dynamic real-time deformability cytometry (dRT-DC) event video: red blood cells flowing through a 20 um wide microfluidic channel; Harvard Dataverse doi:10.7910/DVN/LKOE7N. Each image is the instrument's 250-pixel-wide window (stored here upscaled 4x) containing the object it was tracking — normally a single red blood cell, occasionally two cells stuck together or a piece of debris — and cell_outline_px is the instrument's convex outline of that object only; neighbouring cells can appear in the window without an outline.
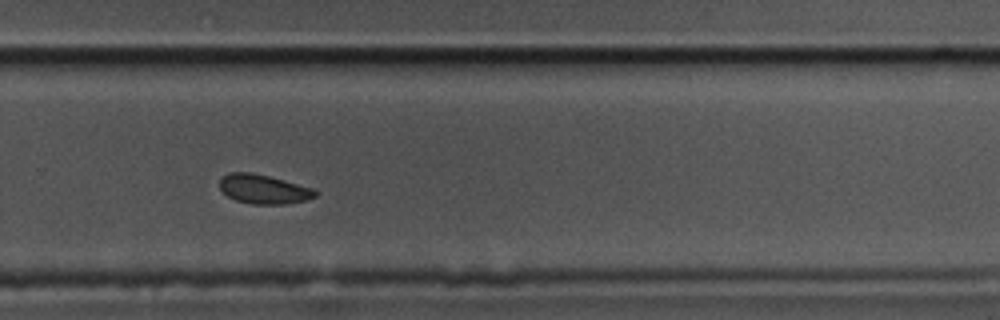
{"species": "common noctule bat (a hibernating species)", "species_latin": "Nyctalus noctula", "temperature_condition": "cold", "stored_images_in_passage": 14, "camera_frame_rate_fps": 3000, "um_per_image_px": 0.085, "animal": {"sex": "male", "body_mass_g": 17.5, "forearm_length_mm": 52.3}, "frame": {"image": 1, "passage_image": 10, "time_ms": 3.0, "image_size_px": [1000, 320], "cell_outline_px": [[320, 192], [316, 196], [304, 200], [284, 204], [252, 204], [236, 200], [228, 196], [220, 188], [220, 176], [228, 172], [252, 172], [316, 188]], "centroid_in_image_um": [22.42, 16.06], "position_along_channel_um": 307.4, "area_um2": 16.42}}
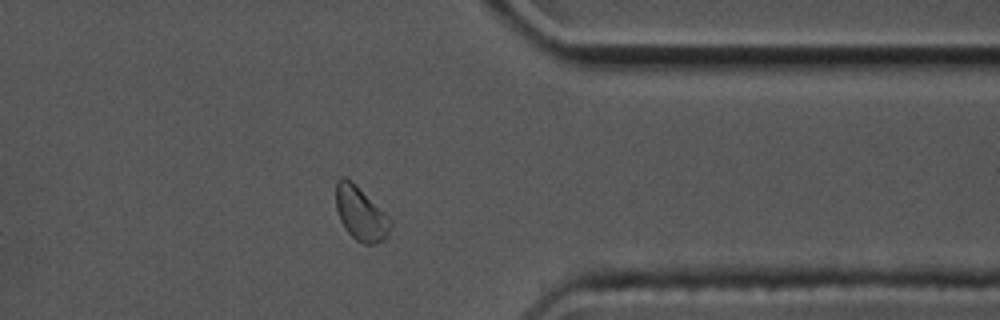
{"frame": {"image": 2, "passage_image": 12, "time_ms": 3.667, "image_size_px": [1000, 320], "cell_outline_px": [[392, 224], [388, 236], [384, 240], [376, 244], [364, 244], [356, 240], [344, 228], [340, 220], [336, 208], [336, 180], [340, 176], [344, 176], [352, 180], [392, 220]], "centroid_in_image_um": [30.65, 18.15], "position_along_channel_um": 380.7, "area_um2": 17.28}}
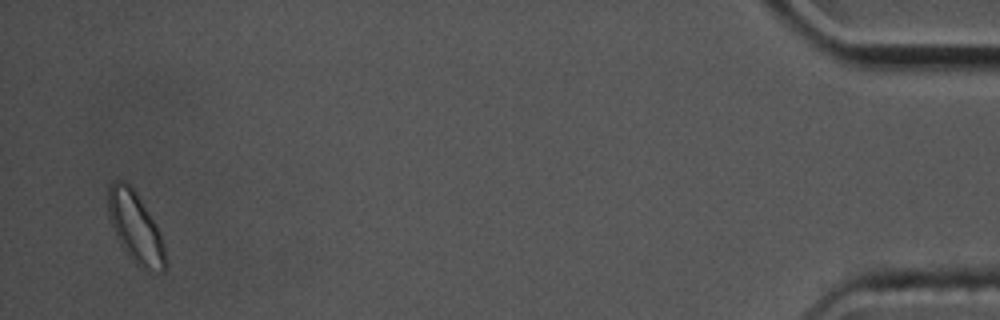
{"frame": {"image": 3, "passage_image": 14, "time_ms": 4.333, "image_size_px": [1000, 320], "cell_outline_px": [[168, 268], [164, 272], [144, 272], [124, 252], [112, 228], [108, 216], [108, 188], [112, 180], [124, 180], [136, 192], [156, 224], [160, 232], [164, 244], [168, 264]], "centroid_in_image_um": [11.54, 19.41], "position_along_channel_um": 423.7, "area_um2": 24.28}}